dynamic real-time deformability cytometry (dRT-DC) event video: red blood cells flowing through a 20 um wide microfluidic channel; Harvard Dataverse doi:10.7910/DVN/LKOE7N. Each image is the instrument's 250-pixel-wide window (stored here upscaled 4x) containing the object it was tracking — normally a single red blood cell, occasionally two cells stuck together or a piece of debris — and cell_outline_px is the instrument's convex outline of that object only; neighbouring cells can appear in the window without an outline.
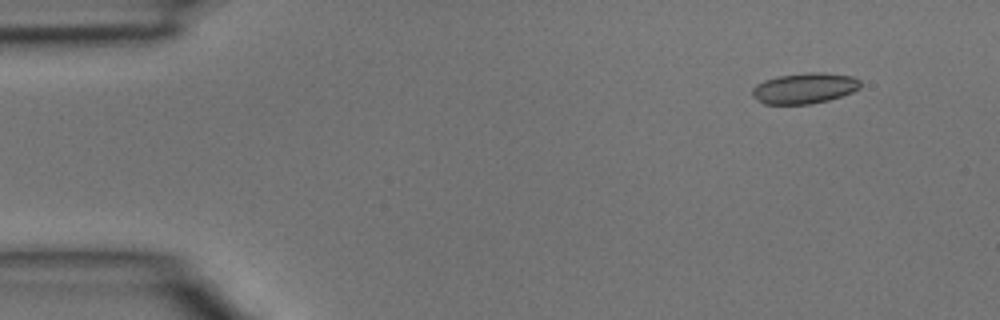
{"species": "common noctule bat (a hibernating species)", "species_latin": "Nyctalus noctula", "temperature_condition": "room temperature", "stored_images_in_passage": 41, "camera_frame_rate_fps": 3000, "um_per_image_px": 0.085, "animal": {"sex": "male", "body_mass_g": 15.6}, "frame": {"image": 1, "passage_image": 1, "time_ms": 0.0, "image_size_px": [1000, 320], "cell_outline_px": [[860, 88], [852, 92], [828, 100], [808, 104], [764, 104], [752, 96], [752, 88], [756, 84], [764, 80], [780, 76], [808, 72], [820, 72], [852, 76], [860, 80]], "centroid_in_image_um": [68.37, 7.5], "position_along_channel_um": 16.6, "area_um2": 19.25}}
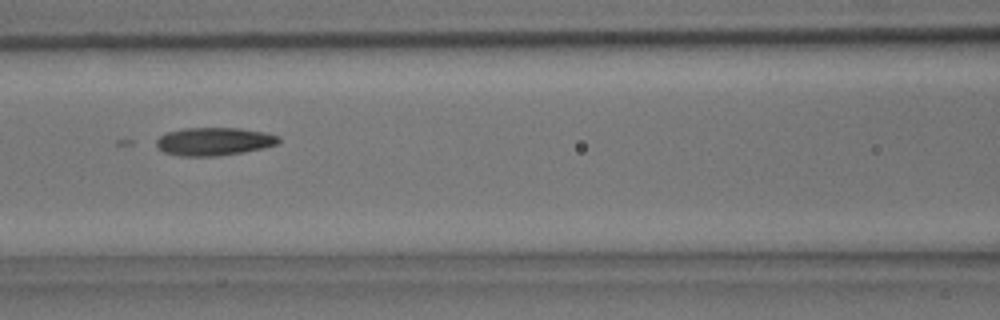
{"frame": {"image": 2, "passage_image": 16, "time_ms": 5.0, "image_size_px": [1000, 320], "cell_outline_px": [[280, 140], [276, 144], [264, 148], [244, 152], [216, 156], [180, 156], [164, 152], [156, 144], [156, 140], [160, 136], [168, 132], [184, 128], [240, 128], [264, 132], [280, 136]], "centroid_in_image_um": [18.21, 12.02], "position_along_channel_um": 148.4, "area_um2": 19.94}}
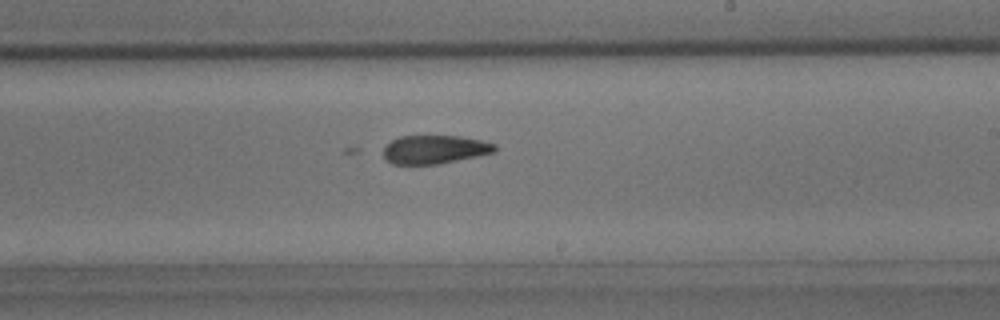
{"frame": {"image": 3, "passage_image": 23, "time_ms": 7.333, "image_size_px": [1000, 320], "cell_outline_px": [[496, 152], [436, 164], [392, 164], [384, 156], [384, 148], [392, 140], [400, 136], [460, 136], [480, 140], [496, 144]], "centroid_in_image_um": [36.96, 12.7], "position_along_channel_um": 252.0, "area_um2": 18.26}}